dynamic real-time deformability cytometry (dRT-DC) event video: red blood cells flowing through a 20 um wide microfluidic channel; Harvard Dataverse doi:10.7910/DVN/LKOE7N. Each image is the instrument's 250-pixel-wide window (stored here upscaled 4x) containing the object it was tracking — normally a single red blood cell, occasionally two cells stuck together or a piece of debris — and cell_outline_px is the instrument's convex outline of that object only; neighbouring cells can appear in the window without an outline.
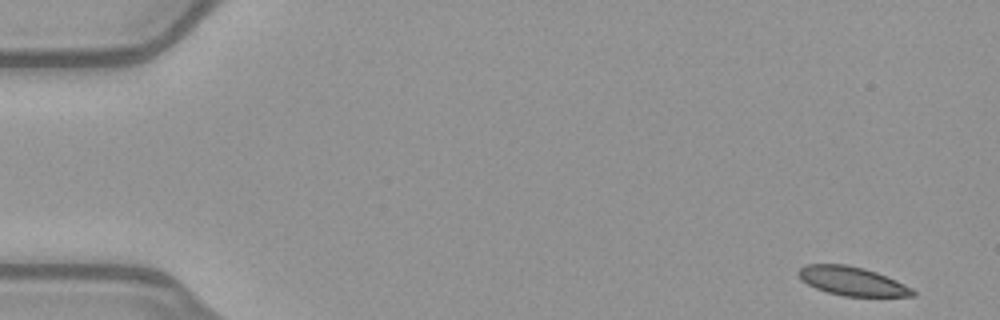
{"species": "common noctule bat (a hibernating species)", "species_latin": "Nyctalus noctula", "temperature_condition": "warm", "stored_images_in_passage": 10, "camera_frame_rate_fps": 3000, "um_per_image_px": 0.085, "animal": {"sex": "female", "body_mass_g": 21.9}, "frame": {"image": 1, "passage_image": 1, "time_ms": 0.0, "image_size_px": [1000, 320], "cell_outline_px": [[916, 296], [844, 296], [828, 292], [816, 288], [800, 280], [796, 272], [804, 264], [848, 264], [864, 268], [876, 272], [896, 280], [912, 288], [916, 292]], "centroid_in_image_um": [72.41, 23.88], "position_along_channel_um": 12.6, "area_um2": 19.25}}